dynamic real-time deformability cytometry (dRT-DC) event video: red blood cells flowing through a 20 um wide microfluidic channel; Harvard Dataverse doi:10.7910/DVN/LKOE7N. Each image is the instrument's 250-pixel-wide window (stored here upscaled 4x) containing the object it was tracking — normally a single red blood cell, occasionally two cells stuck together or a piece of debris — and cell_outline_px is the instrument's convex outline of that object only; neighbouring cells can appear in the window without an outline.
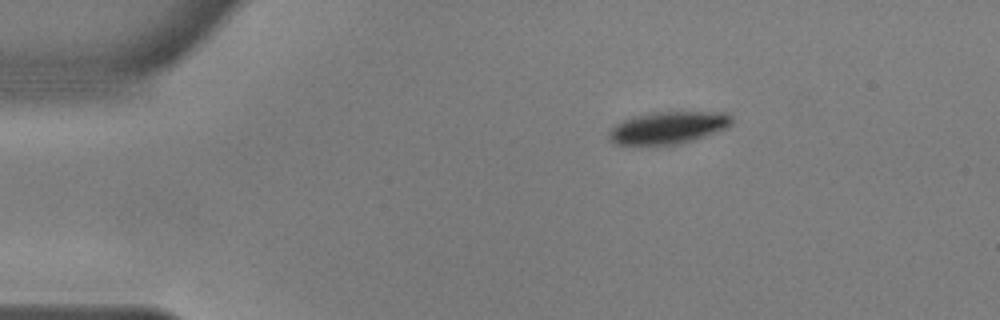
{"species": "common noctule bat (a hibernating species)", "species_latin": "Nyctalus noctula", "temperature_condition": "warm", "stored_images_in_passage": 47, "camera_frame_rate_fps": 3000, "um_per_image_px": 0.085, "animal": {"sex": "male", "body_mass_g": 17.9, "forearm_length_mm": 54.2}, "frame": {"image": 1, "passage_image": 1, "time_ms": 0.0, "image_size_px": [1000, 320], "cell_outline_px": [[732, 124], [728, 128], [696, 140], [680, 144], [616, 144], [608, 140], [608, 132], [616, 124], [632, 116], [652, 112], [724, 112], [732, 116]], "centroid_in_image_um": [56.83, 10.85], "position_along_channel_um": 28.2, "area_um2": 23.24}}
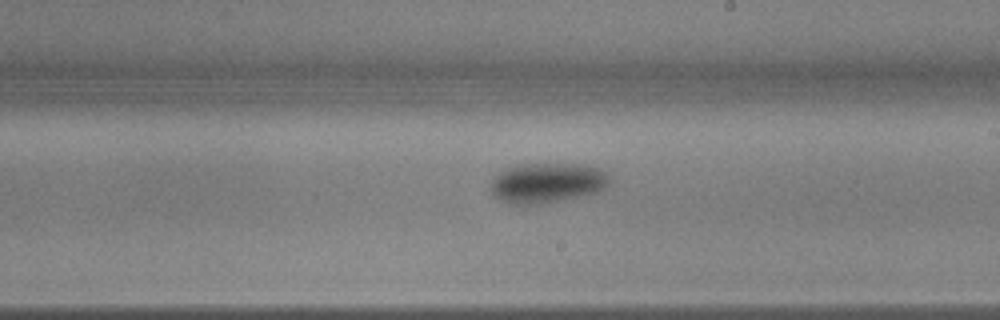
{"frame": {"image": 2, "passage_image": 24, "time_ms": 7.667, "image_size_px": [1000, 320], "cell_outline_px": [[608, 184], [604, 188], [596, 192], [536, 204], [508, 204], [492, 196], [492, 180], [500, 172], [516, 164], [580, 164], [596, 168], [604, 172], [608, 176]], "centroid_in_image_um": [46.44, 15.53], "position_along_channel_um": 242.6, "area_um2": 27.11}}
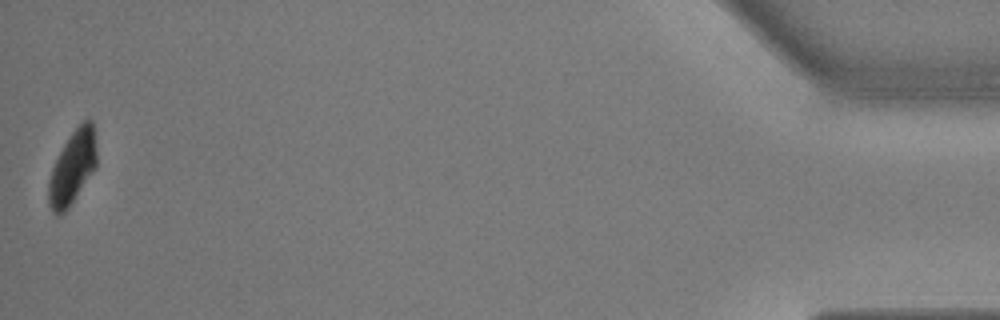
{"frame": {"image": 3, "passage_image": 47, "time_ms": 15.333, "image_size_px": [1000, 320], "cell_outline_px": [[96, 168], [68, 208], [64, 212], [56, 216], [52, 212], [48, 204], [48, 184], [52, 168], [64, 144], [72, 132], [84, 120], [92, 120], [96, 152]], "centroid_in_image_um": [6.15, 14.28], "position_along_channel_um": 429.1, "area_um2": 20.29}, "authors_computed_cell_mechanics": {"area_um2": 26.6458, "velocity_mm_per_s": 3.6021, "shape_relaxation_time_tau1_ms": 2.6042, "shape_relaxation_time_tau2_ms": null, "deformation_change_tau1": 0.1315, "deformation_change_tau2": null}}